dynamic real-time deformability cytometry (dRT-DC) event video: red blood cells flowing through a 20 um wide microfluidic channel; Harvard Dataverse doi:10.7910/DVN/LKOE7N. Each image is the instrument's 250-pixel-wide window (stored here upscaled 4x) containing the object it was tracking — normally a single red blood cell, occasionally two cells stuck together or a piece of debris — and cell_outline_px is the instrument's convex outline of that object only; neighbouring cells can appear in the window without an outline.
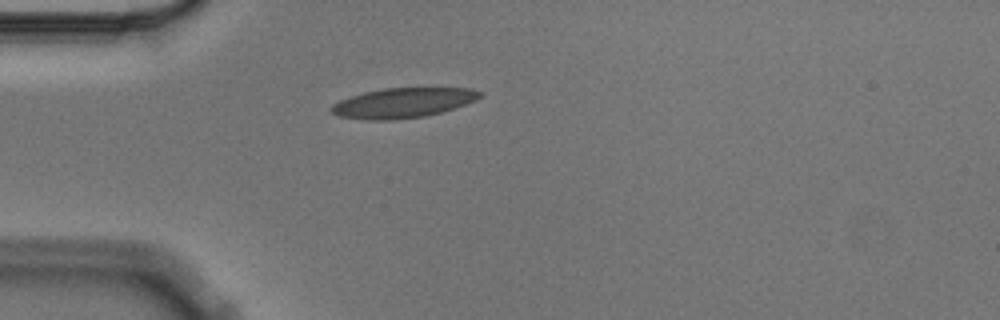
{"species": "Egyptian fruit bat (a non-hibernating species)", "species_latin": "Rousettus aegyptiacus", "temperature_condition": "cold", "stored_images_in_passage": 1, "camera_frame_rate_fps": 3000, "um_per_image_px": 0.085, "animal": {"sex": "male"}, "frame": {"image": 1, "passage_image": 1, "time_ms": 0.0, "image_size_px": [1000, 320], "cell_outline_px": [[484, 96], [476, 100], [440, 112], [424, 116], [392, 120], [368, 120], [336, 116], [328, 108], [332, 104], [340, 100], [364, 92], [384, 88], [472, 88], [484, 92]], "centroid_in_image_um": [34.24, 8.74], "position_along_channel_um": 50.8, "area_um2": 25.89}}